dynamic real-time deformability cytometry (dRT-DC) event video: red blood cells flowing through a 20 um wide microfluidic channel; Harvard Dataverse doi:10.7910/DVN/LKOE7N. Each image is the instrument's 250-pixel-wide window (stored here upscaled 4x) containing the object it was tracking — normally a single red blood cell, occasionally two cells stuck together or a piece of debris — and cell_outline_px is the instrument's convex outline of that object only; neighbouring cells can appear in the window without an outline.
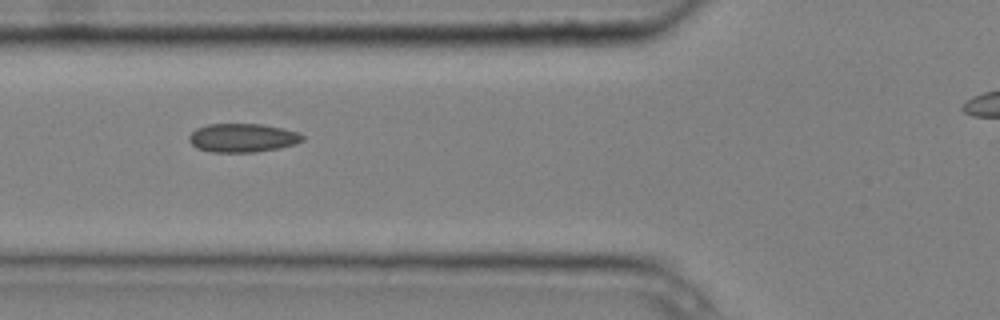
{"species": "common noctule bat (a hibernating species)", "species_latin": "Nyctalus noctula", "temperature_condition": "cold", "stored_images_in_passage": 7, "camera_frame_rate_fps": 3000, "um_per_image_px": 0.085, "animal": {"sex": "male", "body_mass_g": 20.4}, "frame": {"image": 1, "passage_image": 3, "time_ms": 0.667, "image_size_px": [1000, 320], "cell_outline_px": [[304, 140], [296, 144], [280, 148], [256, 152], [212, 152], [196, 148], [188, 140], [188, 136], [196, 128], [208, 124], [260, 124], [300, 132], [304, 136]], "centroid_in_image_um": [20.62, 11.72], "position_along_channel_um": 105.2, "area_um2": 19.07}}
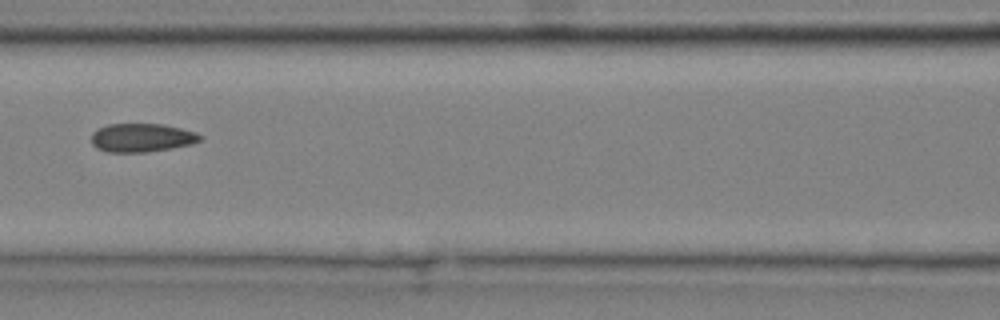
{"frame": {"image": 2, "passage_image": 4, "time_ms": 1.0, "image_size_px": [1000, 320], "cell_outline_px": [[204, 136], [200, 140], [192, 144], [172, 148], [148, 152], [108, 152], [96, 148], [92, 144], [92, 132], [108, 124], [164, 124], [196, 132]], "centroid_in_image_um": [12.07, 11.71], "position_along_channel_um": 154.5, "area_um2": 18.15}}
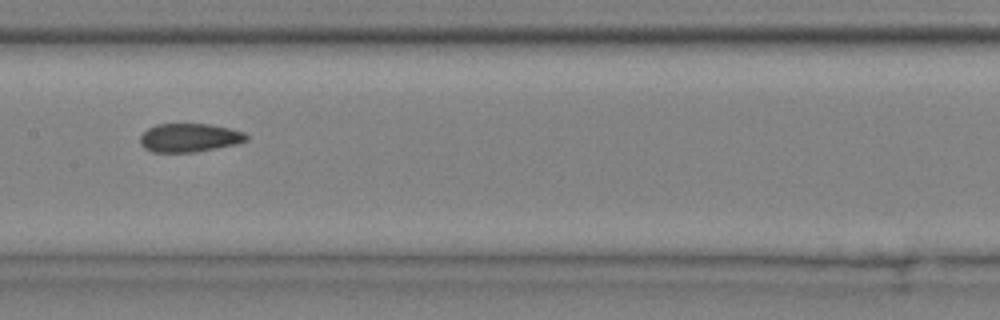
{"frame": {"image": 3, "passage_image": 5, "time_ms": 1.333, "image_size_px": [1000, 320], "cell_outline_px": [[248, 140], [236, 144], [196, 152], [152, 152], [144, 148], [140, 144], [140, 136], [148, 128], [156, 124], [208, 124], [228, 128], [244, 132], [248, 136]], "centroid_in_image_um": [16.08, 11.71], "position_along_channel_um": 191.3, "area_um2": 17.69}}